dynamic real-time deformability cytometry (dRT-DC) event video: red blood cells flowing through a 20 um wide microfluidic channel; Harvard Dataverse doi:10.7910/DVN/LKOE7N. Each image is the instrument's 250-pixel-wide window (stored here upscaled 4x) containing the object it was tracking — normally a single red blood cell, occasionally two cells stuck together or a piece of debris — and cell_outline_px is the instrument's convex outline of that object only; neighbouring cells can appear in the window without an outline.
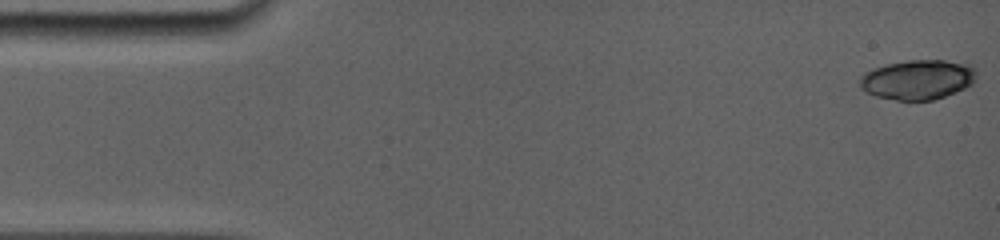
{"species": "common noctule bat (a hibernating species)", "species_latin": "Nyctalus noctula", "temperature_condition": "room temperature", "stored_images_in_passage": 10, "camera_frame_rate_fps": 5000, "um_per_image_px": 0.085, "animal": {"sex": "female", "body_mass_g": 19.0, "forearm_length_mm": 56.7}, "frame": {"image": 1, "passage_image": 1, "time_ms": 0.0, "image_size_px": [1000, 240], "cell_outline_px": [[976, 76], [972, 84], [964, 88], [944, 96], [932, 100], [896, 100], [876, 96], [860, 88], [860, 76], [864, 72], [872, 68], [888, 64], [908, 60], [944, 60], [964, 64], [972, 68], [976, 72]], "centroid_in_image_um": [77.96, 6.77], "position_along_channel_um": 7.0, "area_um2": 26.7}}
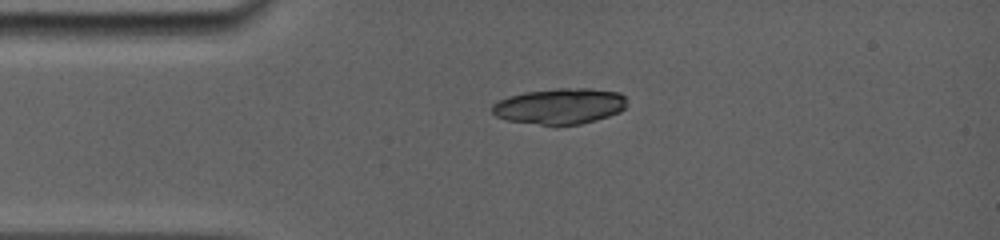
{"frame": {"image": 2, "passage_image": 9, "time_ms": 3.4, "image_size_px": [1000, 240], "cell_outline_px": [[628, 104], [620, 112], [596, 120], [580, 124], [540, 124], [508, 120], [496, 116], [492, 112], [492, 104], [508, 96], [524, 92], [556, 88], [588, 88], [620, 92], [624, 96]], "centroid_in_image_um": [47.61, 9.0], "position_along_channel_um": 37.4, "area_um2": 28.03}}